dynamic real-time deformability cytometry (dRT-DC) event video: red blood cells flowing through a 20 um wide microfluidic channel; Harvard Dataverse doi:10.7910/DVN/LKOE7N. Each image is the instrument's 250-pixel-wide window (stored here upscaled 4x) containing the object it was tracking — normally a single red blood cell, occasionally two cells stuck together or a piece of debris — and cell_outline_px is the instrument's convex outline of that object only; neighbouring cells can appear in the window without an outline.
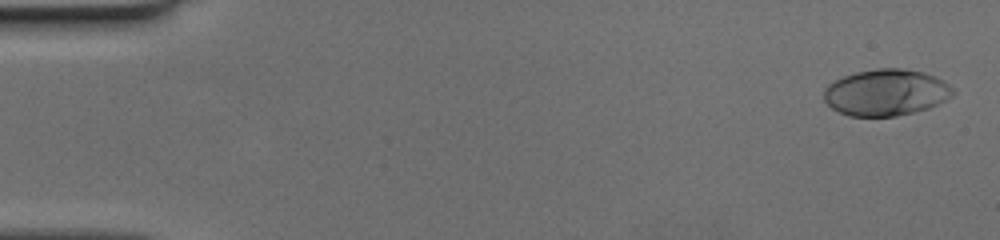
{"species": "human", "species_latin": "Homo sapiens", "temperature_condition": "cold", "stored_images_in_passage": 16, "camera_frame_rate_fps": 3000, "um_per_image_px": 0.085, "donor": {"sex": "female"}, "frame": {"image": 1, "passage_image": 2, "time_ms": 0.333, "image_size_px": [1000, 240], "cell_outline_px": [[956, 92], [952, 96], [928, 108], [896, 116], [848, 116], [832, 108], [824, 100], [824, 88], [828, 84], [844, 76], [856, 72], [876, 68], [904, 68], [924, 72], [948, 84]], "centroid_in_image_um": [75.29, 7.85], "position_along_channel_um": 9.7, "area_um2": 34.74}}